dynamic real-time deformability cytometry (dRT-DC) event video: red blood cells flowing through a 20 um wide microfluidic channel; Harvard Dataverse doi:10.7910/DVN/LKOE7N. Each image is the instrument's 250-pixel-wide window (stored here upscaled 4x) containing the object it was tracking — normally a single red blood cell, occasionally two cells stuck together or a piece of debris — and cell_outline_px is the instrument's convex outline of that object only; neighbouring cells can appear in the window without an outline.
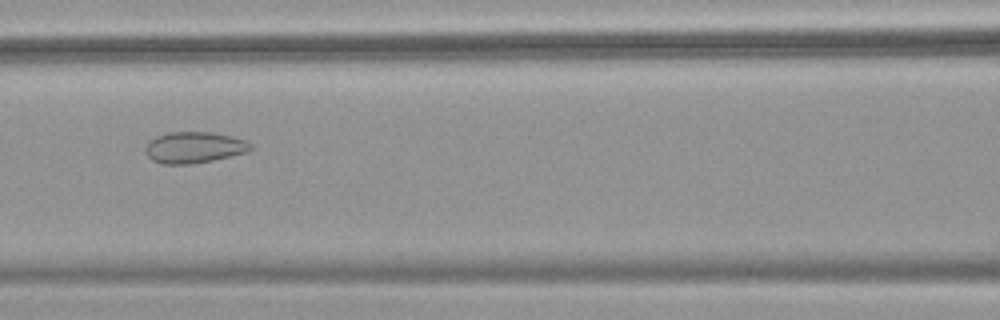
{"species": "common noctule bat (a hibernating species)", "species_latin": "Nyctalus noctula", "temperature_condition": "warm", "stored_images_in_passage": 55, "camera_frame_rate_fps": 3000, "um_per_image_px": 0.085, "animal": {"sex": "female", "body_mass_g": 18.4}, "frame": {"image": 1, "passage_image": 25, "time_ms": 8.0, "image_size_px": [1000, 320], "cell_outline_px": [[252, 148], [248, 152], [212, 160], [192, 164], [164, 164], [152, 160], [144, 152], [144, 148], [148, 140], [156, 136], [168, 132], [212, 132], [232, 136], [248, 140], [252, 144]], "centroid_in_image_um": [16.49, 12.52], "position_along_channel_um": 150.1, "area_um2": 19.42}}
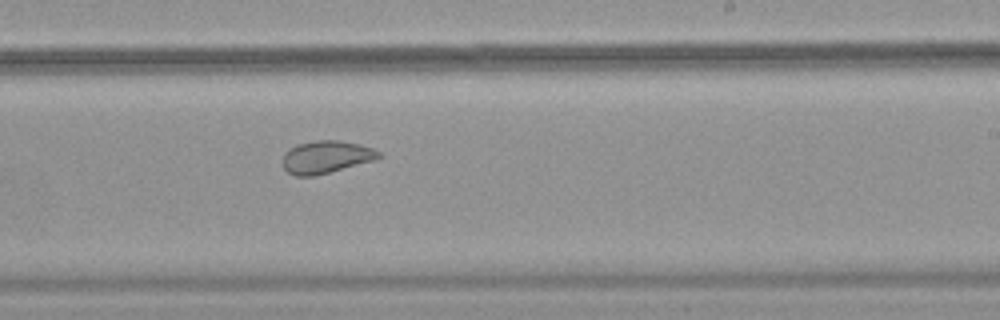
{"frame": {"image": 2, "passage_image": 34, "time_ms": 11.0, "image_size_px": [1000, 320], "cell_outline_px": [[380, 156], [376, 160], [312, 176], [296, 176], [288, 172], [284, 168], [284, 152], [288, 148], [296, 144], [316, 140], [336, 140], [360, 144], [372, 148], [380, 152]], "centroid_in_image_um": [27.7, 13.33], "position_along_channel_um": 261.3, "area_um2": 18.09}}
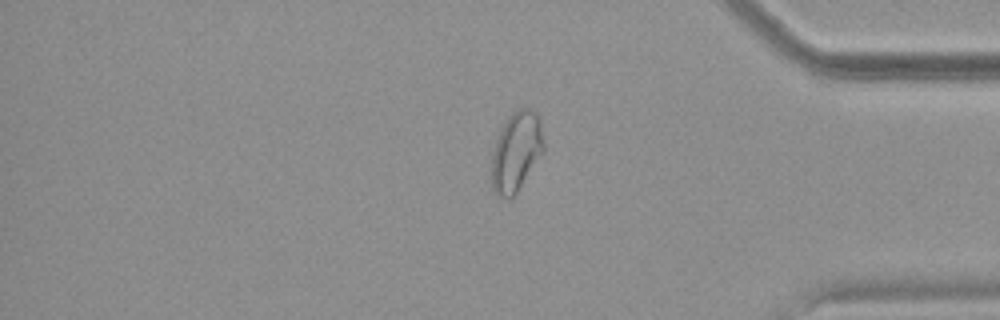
{"frame": {"image": 3, "passage_image": 46, "time_ms": 15.0, "image_size_px": [1000, 320], "cell_outline_px": [[544, 152], [516, 192], [508, 200], [496, 196], [492, 192], [492, 152], [500, 128], [508, 116], [512, 112], [520, 108], [532, 108], [536, 112], [540, 120], [544, 140]], "centroid_in_image_um": [43.88, 12.88], "position_along_channel_um": 391.3, "area_um2": 24.45}, "authors_computed_cell_mechanics": {"area_um2": 24.9118, "velocity_mm_per_s": 3.7354, "shape_relaxation_time_tau1_ms": null, "shape_relaxation_time_tau2_ms": 1.3638, "deformation_change_tau1": null, "deformation_change_tau2": 0.0716}}